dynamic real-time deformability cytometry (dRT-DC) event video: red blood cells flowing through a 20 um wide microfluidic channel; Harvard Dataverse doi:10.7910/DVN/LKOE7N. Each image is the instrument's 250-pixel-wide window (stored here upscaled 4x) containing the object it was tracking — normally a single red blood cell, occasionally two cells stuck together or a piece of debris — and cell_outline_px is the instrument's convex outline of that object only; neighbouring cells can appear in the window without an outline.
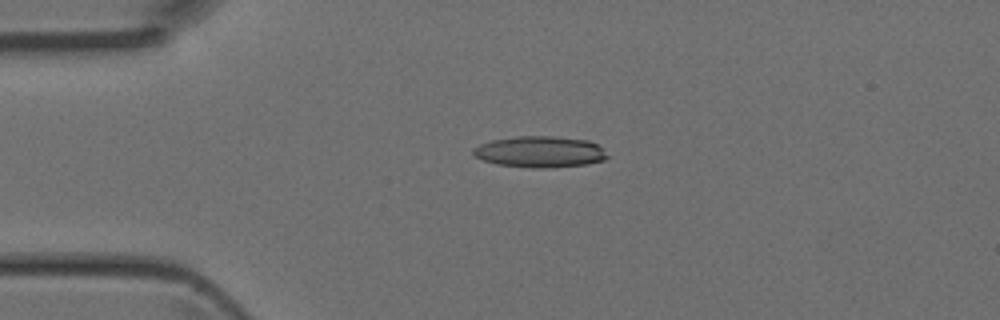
{"species": "Egyptian fruit bat (a non-hibernating species)", "species_latin": "Rousettus aegyptiacus", "temperature_condition": "room temperature", "stored_images_in_passage": 4, "camera_frame_rate_fps": 3000, "um_per_image_px": 0.085, "animal": {"sex": "female"}, "frame": {"image": 1, "passage_image": 3, "time_ms": 0.667, "image_size_px": [1000, 320], "cell_outline_px": [[608, 156], [604, 160], [588, 164], [548, 168], [532, 168], [496, 164], [484, 160], [476, 156], [472, 152], [472, 148], [480, 144], [492, 140], [516, 136], [556, 136], [588, 140], [596, 144]], "centroid_in_image_um": [45.88, 12.9], "position_along_channel_um": 39.1, "area_um2": 24.39}}